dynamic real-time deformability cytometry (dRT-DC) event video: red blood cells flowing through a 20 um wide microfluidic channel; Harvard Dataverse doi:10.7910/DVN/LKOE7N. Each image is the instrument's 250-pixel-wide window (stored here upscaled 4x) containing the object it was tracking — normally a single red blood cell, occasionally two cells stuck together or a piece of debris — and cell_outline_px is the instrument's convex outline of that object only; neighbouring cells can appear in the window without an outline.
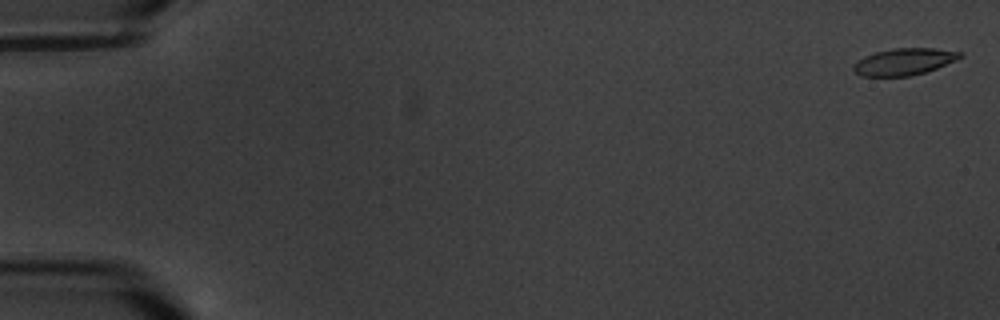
{"species": "common noctule bat (a hibernating species)", "species_latin": "Nyctalus noctula", "temperature_condition": "warm", "stored_images_in_passage": 5, "camera_frame_rate_fps": 3000, "um_per_image_px": 0.085, "animal": {"sex": "male", "body_mass_g": 20.1, "forearm_length_mm": 53.5}, "frame": {"image": 1, "passage_image": 1, "time_ms": 0.0, "image_size_px": [1000, 320], "cell_outline_px": [[964, 56], [956, 60], [936, 68], [924, 72], [908, 76], [860, 76], [852, 68], [852, 64], [864, 56], [876, 52], [892, 48], [936, 48], [964, 52]], "centroid_in_image_um": [76.85, 5.23], "position_along_channel_um": 8.1, "area_um2": 16.7}}